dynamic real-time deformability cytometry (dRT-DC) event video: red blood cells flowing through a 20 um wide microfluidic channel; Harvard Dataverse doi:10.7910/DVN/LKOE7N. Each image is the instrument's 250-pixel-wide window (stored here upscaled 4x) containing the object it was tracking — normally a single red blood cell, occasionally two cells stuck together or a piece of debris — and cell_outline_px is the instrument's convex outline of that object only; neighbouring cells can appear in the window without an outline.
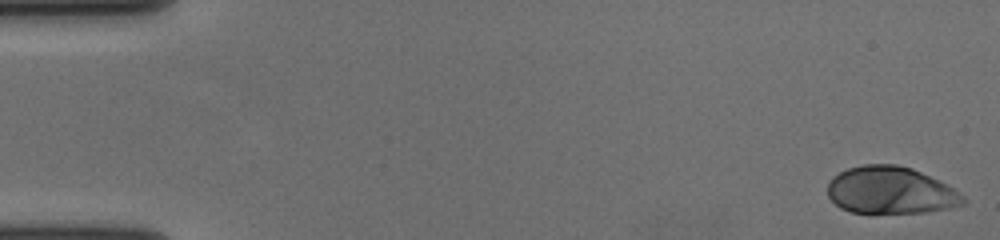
{"species": "human", "species_latin": "Homo sapiens", "temperature_condition": "cold", "stored_images_in_passage": 56, "camera_frame_rate_fps": 3000, "um_per_image_px": 0.085, "donor": {"sex": "female"}, "frame": {"image": 1, "passage_image": 1, "time_ms": 0.0, "image_size_px": [1000, 240], "cell_outline_px": [[968, 200], [964, 204], [948, 208], [928, 212], [872, 216], [852, 212], [840, 208], [828, 196], [828, 180], [832, 176], [848, 168], [864, 164], [896, 164], [912, 168], [948, 184], [964, 196]], "centroid_in_image_um": [75.69, 16.22], "position_along_channel_um": 9.3, "area_um2": 38.44}}
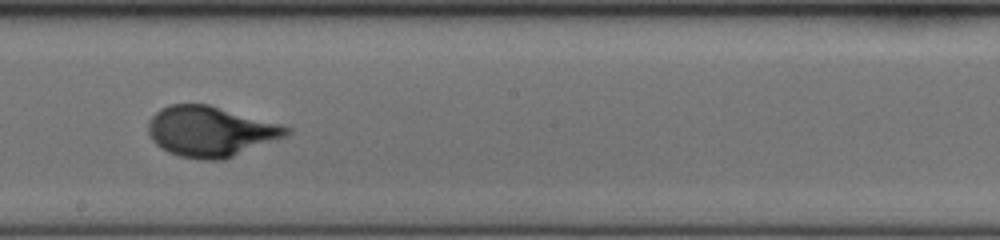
{"frame": {"image": 2, "passage_image": 32, "time_ms": 10.333, "image_size_px": [1000, 240], "cell_outline_px": [[292, 132], [284, 136], [224, 160], [204, 160], [180, 156], [168, 152], [160, 148], [152, 140], [148, 132], [148, 120], [160, 108], [168, 104], [208, 104], [280, 124], [292, 128]], "centroid_in_image_um": [17.85, 11.17], "position_along_channel_um": 230.3, "area_um2": 40.4}}
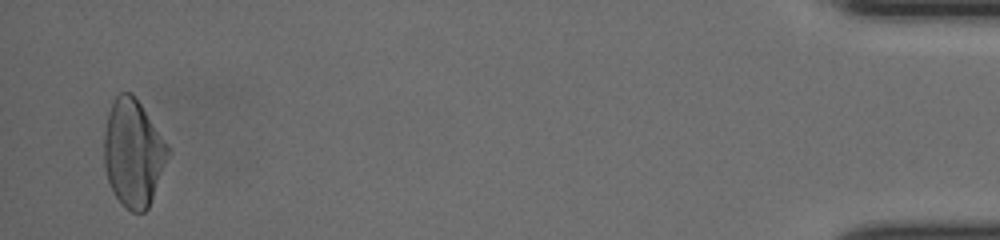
{"frame": {"image": 3, "passage_image": 55, "time_ms": 18.0, "image_size_px": [1000, 240], "cell_outline_px": [[172, 152], [148, 208], [144, 212], [132, 212], [124, 208], [112, 192], [104, 168], [104, 132], [108, 112], [112, 100], [120, 92], [132, 92], [168, 144]], "centroid_in_image_um": [11.33, 13.02], "position_along_channel_um": 423.9, "area_um2": 40.46}, "authors_computed_cell_mechanics": {"area_um2": 38.4659, "velocity_mm_per_s": 3.6328, "shape_relaxation_time_tau1_ms": 3.7207, "shape_relaxation_time_tau2_ms": null, "deformation_change_tau1": 0.1993, "deformation_change_tau2": null}}